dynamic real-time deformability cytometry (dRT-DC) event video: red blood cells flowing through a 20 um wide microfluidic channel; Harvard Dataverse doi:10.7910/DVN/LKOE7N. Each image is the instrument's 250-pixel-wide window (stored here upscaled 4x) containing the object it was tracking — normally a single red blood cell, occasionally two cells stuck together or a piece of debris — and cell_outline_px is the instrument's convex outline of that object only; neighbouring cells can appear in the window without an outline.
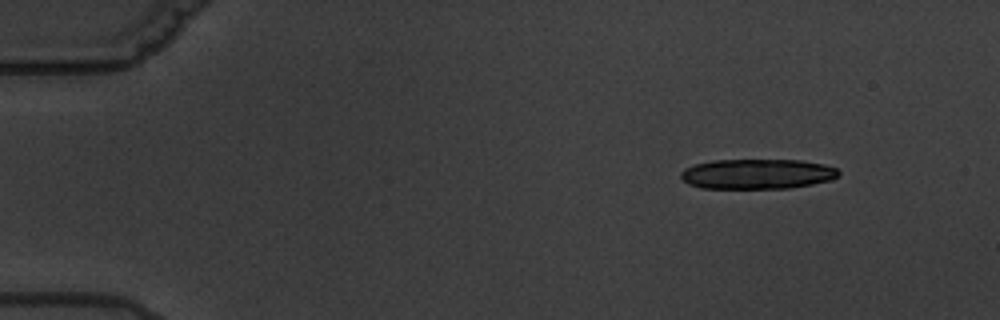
{"species": "common noctule bat (a hibernating species)", "species_latin": "Nyctalus noctula", "temperature_condition": "warm", "stored_images_in_passage": 5, "camera_frame_rate_fps": 3000, "um_per_image_px": 0.085, "animal": {"sex": "male", "body_mass_g": 19.5, "forearm_length_mm": 54.6}, "frame": {"image": 1, "passage_image": 1, "time_ms": 0.0, "image_size_px": [1000, 320], "cell_outline_px": [[840, 176], [832, 180], [812, 184], [788, 188], [700, 188], [688, 184], [680, 176], [680, 172], [684, 168], [692, 164], [712, 160], [800, 160], [824, 164], [836, 168], [840, 172]], "centroid_in_image_um": [64.36, 14.78], "position_along_channel_um": 20.6, "area_um2": 27.86}}
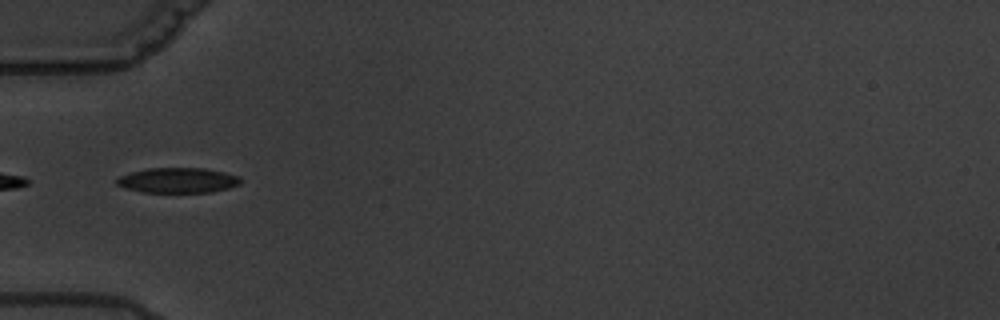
{"frame": {"image": 2, "passage_image": 4, "time_ms": 4.667, "image_size_px": [1000, 320], "cell_outline_px": [[240, 184], [228, 188], [212, 192], [144, 192], [124, 188], [116, 184], [116, 180], [120, 176], [132, 172], [148, 168], [204, 168], [224, 172], [240, 176]], "centroid_in_image_um": [15.12, 15.32], "position_along_channel_um": 69.9, "area_um2": 18.09}}